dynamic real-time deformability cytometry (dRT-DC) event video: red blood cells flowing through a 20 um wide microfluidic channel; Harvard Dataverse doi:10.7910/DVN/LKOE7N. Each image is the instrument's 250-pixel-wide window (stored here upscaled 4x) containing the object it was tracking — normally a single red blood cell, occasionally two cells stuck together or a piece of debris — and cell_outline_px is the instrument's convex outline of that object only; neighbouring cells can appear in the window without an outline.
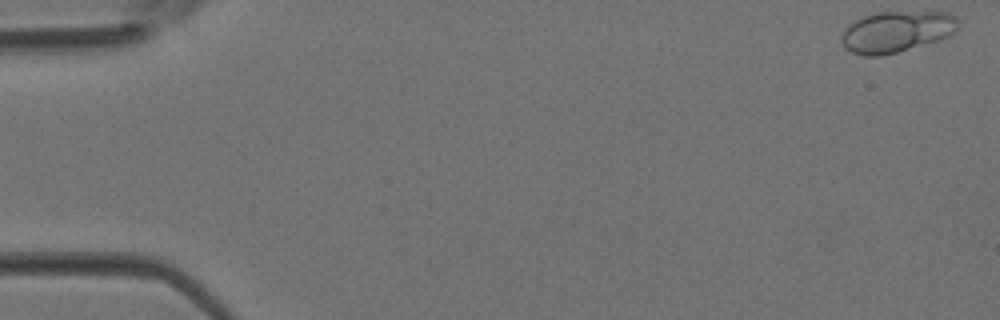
{"species": "Egyptian fruit bat (a non-hibernating species)", "species_latin": "Rousettus aegyptiacus", "temperature_condition": "room temperature", "stored_images_in_passage": 4, "camera_frame_rate_fps": 3000, "um_per_image_px": 0.085, "animal": {"sex": "female"}, "frame": {"image": 1, "passage_image": 1, "time_ms": 0.0, "image_size_px": [1000, 320], "cell_outline_px": [[960, 20], [956, 28], [948, 36], [940, 40], [896, 52], [880, 56], [864, 56], [852, 52], [844, 48], [840, 40], [840, 36], [844, 28], [848, 24], [864, 16], [876, 12], [948, 12], [956, 16]], "centroid_in_image_um": [76.17, 2.69], "position_along_channel_um": 8.8, "area_um2": 28.15}}
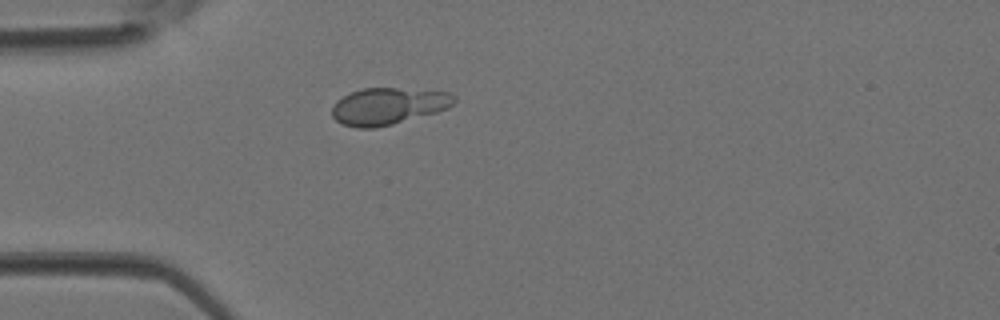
{"frame": {"image": 2, "passage_image": 4, "time_ms": 1.0, "image_size_px": [1000, 320], "cell_outline_px": [[456, 100], [448, 108], [436, 112], [392, 124], [376, 128], [356, 128], [344, 124], [336, 120], [332, 116], [332, 108], [336, 100], [352, 92], [364, 88], [396, 88], [452, 92], [456, 96]], "centroid_in_image_um": [33.01, 9.02], "position_along_channel_um": 52.0, "area_um2": 26.13}}